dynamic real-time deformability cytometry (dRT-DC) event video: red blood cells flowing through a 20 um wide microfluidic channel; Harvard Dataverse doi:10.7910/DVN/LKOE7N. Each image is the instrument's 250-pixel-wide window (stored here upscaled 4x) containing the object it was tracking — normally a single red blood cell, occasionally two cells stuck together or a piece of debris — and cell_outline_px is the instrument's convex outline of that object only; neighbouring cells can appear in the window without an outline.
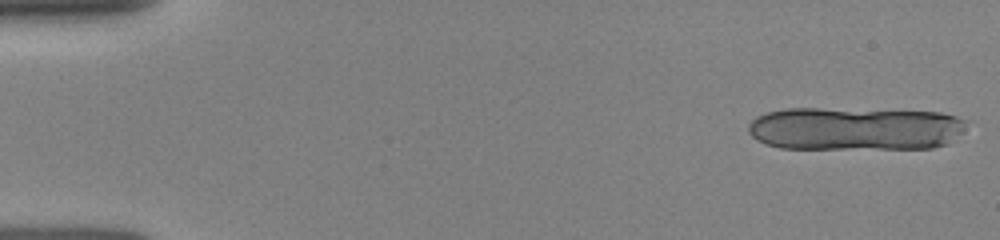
{"species": "human", "species_latin": "Homo sapiens", "temperature_condition": "room temperature", "stored_images_in_passage": 14, "camera_frame_rate_fps": 3000, "um_per_image_px": 0.085, "donor": {"sex": "female"}, "frame": {"image": 1, "passage_image": 1, "time_ms": 0.0, "image_size_px": [1000, 240], "cell_outline_px": [[968, 120], [964, 128], [948, 144], [932, 148], [780, 148], [756, 140], [748, 132], [748, 124], [756, 116], [768, 112], [788, 108], [820, 108], [940, 112], [956, 116]], "centroid_in_image_um": [72.66, 10.93], "position_along_channel_um": 12.3, "area_um2": 55.08}}
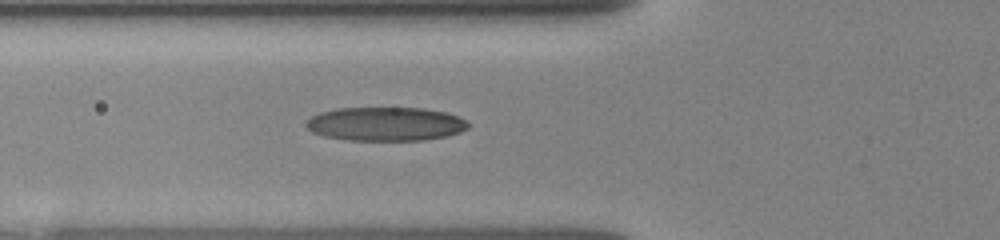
{"frame": {"image": 2, "passage_image": 11, "time_ms": 5.667, "image_size_px": [1000, 240], "cell_outline_px": [[468, 128], [460, 132], [448, 136], [424, 140], [348, 140], [324, 136], [312, 132], [304, 124], [312, 116], [320, 112], [336, 108], [424, 108], [444, 112], [456, 116], [464, 120], [468, 124]], "centroid_in_image_um": [32.75, 10.54], "position_along_channel_um": 93.0, "area_um2": 31.85}}
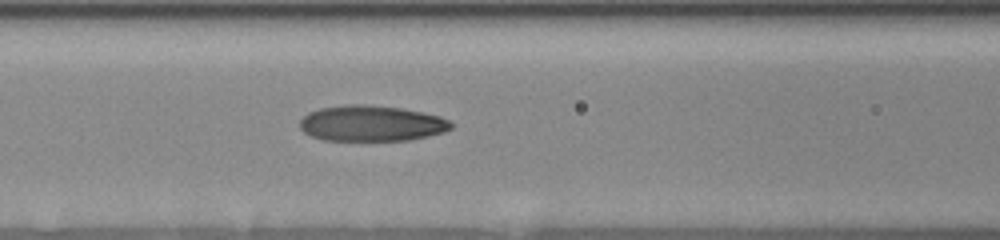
{"frame": {"image": 3, "passage_image": 14, "time_ms": 6.667, "image_size_px": [1000, 240], "cell_outline_px": [[452, 128], [444, 132], [428, 136], [408, 140], [324, 140], [312, 136], [304, 132], [300, 128], [300, 120], [308, 112], [320, 108], [348, 104], [368, 104], [400, 108], [440, 116], [448, 120], [452, 124]], "centroid_in_image_um": [31.56, 10.48], "position_along_channel_um": 135.0, "area_um2": 31.44}}